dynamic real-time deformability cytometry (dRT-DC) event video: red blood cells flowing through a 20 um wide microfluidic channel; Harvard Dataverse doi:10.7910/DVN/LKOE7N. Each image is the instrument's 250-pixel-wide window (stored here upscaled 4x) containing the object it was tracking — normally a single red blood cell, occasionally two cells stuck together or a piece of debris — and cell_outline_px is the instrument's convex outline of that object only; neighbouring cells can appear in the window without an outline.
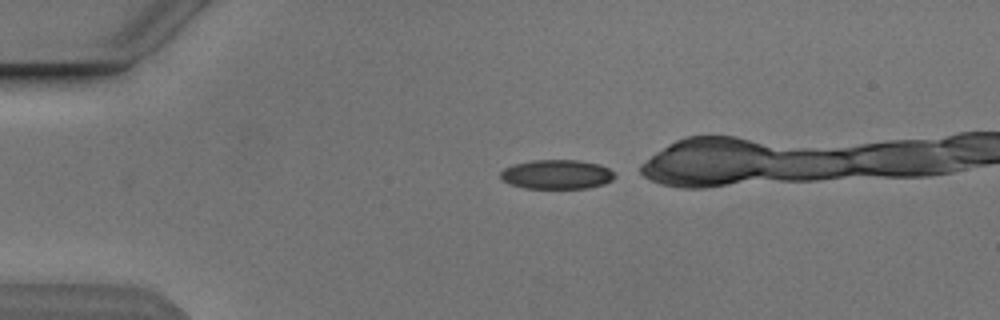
{"species": "Egyptian fruit bat (a non-hibernating species)", "species_latin": "Rousettus aegyptiacus", "temperature_condition": "cold", "stored_images_in_passage": 26, "camera_frame_rate_fps": 3000, "um_per_image_px": 0.085, "animal": {"sex": "male"}, "frame": {"image": 1, "passage_image": 1, "time_ms": 0.0, "image_size_px": [1000, 320], "cell_outline_px": [[616, 176], [612, 180], [604, 184], [588, 188], [524, 188], [508, 184], [500, 180], [500, 172], [504, 168], [512, 164], [532, 160], [580, 160], [600, 164], [608, 168]], "centroid_in_image_um": [47.29, 14.82], "position_along_channel_um": 37.7, "area_um2": 19.77}}
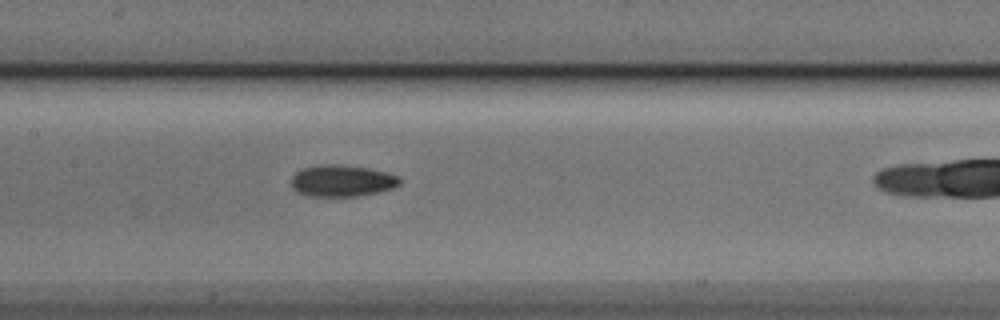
{"frame": {"image": 2, "passage_image": 15, "time_ms": 4.667, "image_size_px": [1000, 320], "cell_outline_px": [[400, 184], [392, 188], [380, 192], [360, 196], [304, 196], [296, 192], [292, 188], [292, 176], [296, 172], [304, 168], [324, 164], [336, 164], [368, 168], [388, 172], [400, 176]], "centroid_in_image_um": [29.08, 15.38], "position_along_channel_um": 178.3, "area_um2": 20.17}}
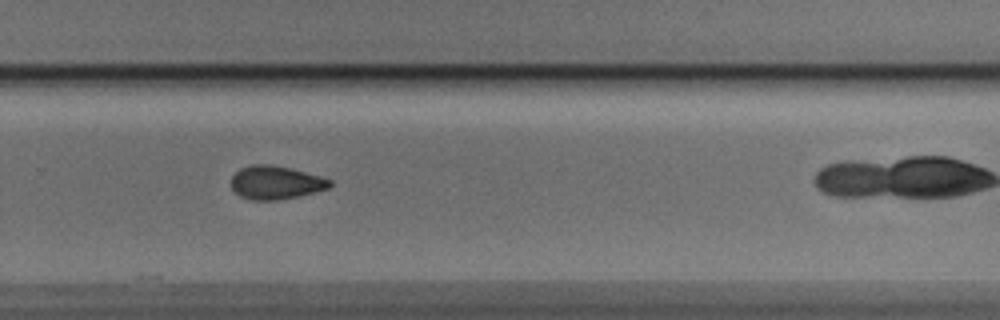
{"frame": {"image": 3, "passage_image": 25, "time_ms": 8.0, "image_size_px": [1000, 320], "cell_outline_px": [[332, 184], [328, 188], [300, 196], [276, 200], [252, 200], [240, 196], [232, 188], [232, 176], [240, 168], [252, 164], [268, 164], [288, 168], [320, 176], [332, 180]], "centroid_in_image_um": [23.43, 15.52], "position_along_channel_um": 306.4, "area_um2": 19.02}, "authors_computed_cell_mechanics": {"area_um2": 20.1144, "velocity_mm_per_s": 3.8449, "shape_relaxation_time_tau1_ms": 6.0792, "shape_relaxation_time_tau2_ms": 2.8405, "deformation_change_tau1": 0.1561, "deformation_change_tau2": 0.0771}}